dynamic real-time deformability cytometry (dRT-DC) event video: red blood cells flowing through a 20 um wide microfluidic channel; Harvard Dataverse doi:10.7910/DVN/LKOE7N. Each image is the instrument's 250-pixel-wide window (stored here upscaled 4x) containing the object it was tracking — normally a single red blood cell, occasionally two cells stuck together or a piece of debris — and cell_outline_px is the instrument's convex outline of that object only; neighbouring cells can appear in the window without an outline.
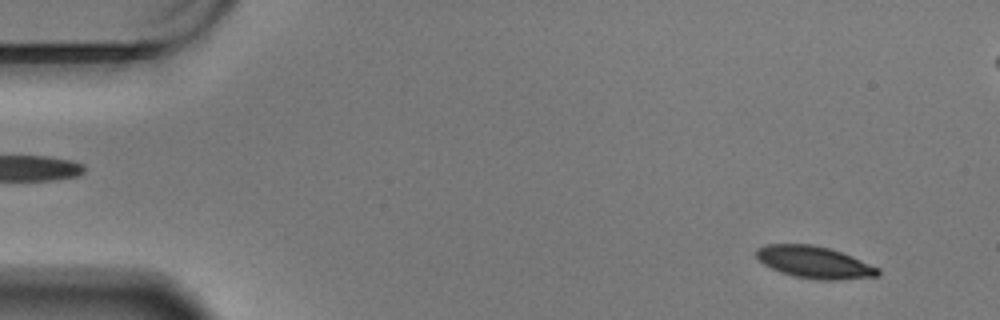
{"species": "Egyptian fruit bat (a non-hibernating species)", "species_latin": "Rousettus aegyptiacus", "temperature_condition": "warm", "stored_images_in_passage": 60, "camera_frame_rate_fps": 3000, "um_per_image_px": 0.085, "animal": {"sex": "male"}, "frame": {"image": 1, "passage_image": 4, "time_ms": 1.0, "image_size_px": [1000, 320], "cell_outline_px": [[880, 276], [836, 280], [816, 280], [796, 276], [780, 272], [764, 264], [756, 256], [756, 248], [764, 244], [812, 244], [828, 248], [852, 256], [880, 268]], "centroid_in_image_um": [69.23, 22.29], "position_along_channel_um": 15.8, "area_um2": 22.72}}
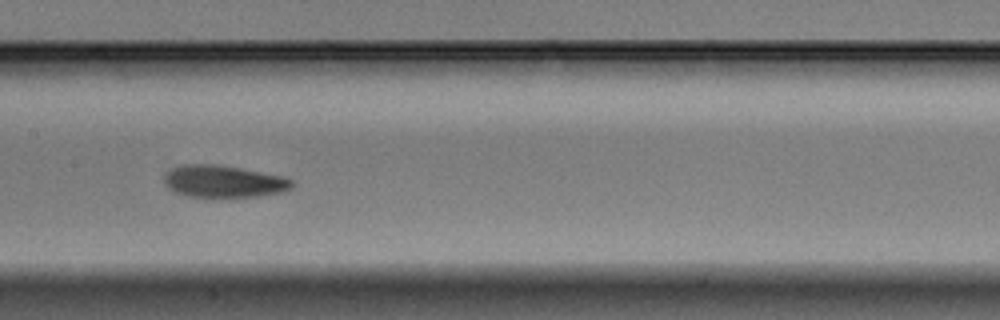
{"frame": {"image": 2, "passage_image": 29, "time_ms": 9.333, "image_size_px": [1000, 320], "cell_outline_px": [[292, 188], [280, 192], [260, 196], [220, 200], [184, 196], [172, 192], [164, 184], [164, 176], [172, 168], [180, 164], [216, 164], [240, 168], [284, 176], [292, 180]], "centroid_in_image_um": [18.95, 15.47], "position_along_channel_um": 188.4, "area_um2": 24.97}}
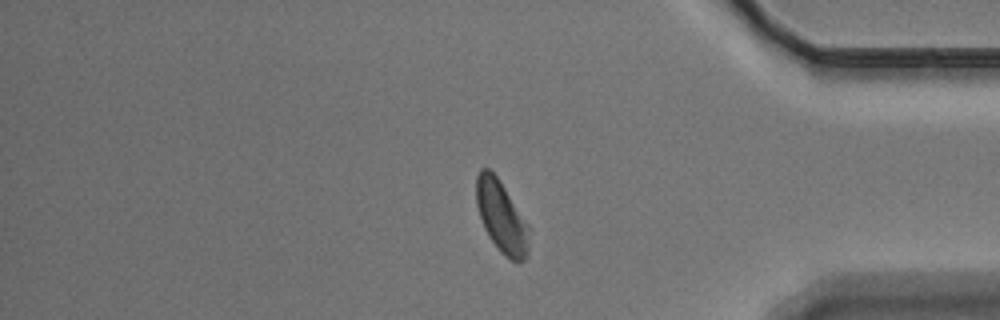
{"frame": {"image": 3, "passage_image": 49, "time_ms": 16.0, "image_size_px": [1000, 320], "cell_outline_px": [[528, 256], [520, 264], [516, 264], [500, 252], [488, 236], [484, 228], [476, 204], [476, 176], [480, 168], [488, 168], [496, 176], [528, 224]], "centroid_in_image_um": [42.61, 18.47], "position_along_channel_um": 392.6, "area_um2": 21.96}, "authors_computed_cell_mechanics": {"area_um2": 23.2645, "velocity_mm_per_s": 3.4016, "shape_relaxation_time_tau1_ms": 3.1703, "shape_relaxation_time_tau2_ms": 1.9034, "deformation_change_tau1": 0.1275, "deformation_change_tau2": 0.0724}}